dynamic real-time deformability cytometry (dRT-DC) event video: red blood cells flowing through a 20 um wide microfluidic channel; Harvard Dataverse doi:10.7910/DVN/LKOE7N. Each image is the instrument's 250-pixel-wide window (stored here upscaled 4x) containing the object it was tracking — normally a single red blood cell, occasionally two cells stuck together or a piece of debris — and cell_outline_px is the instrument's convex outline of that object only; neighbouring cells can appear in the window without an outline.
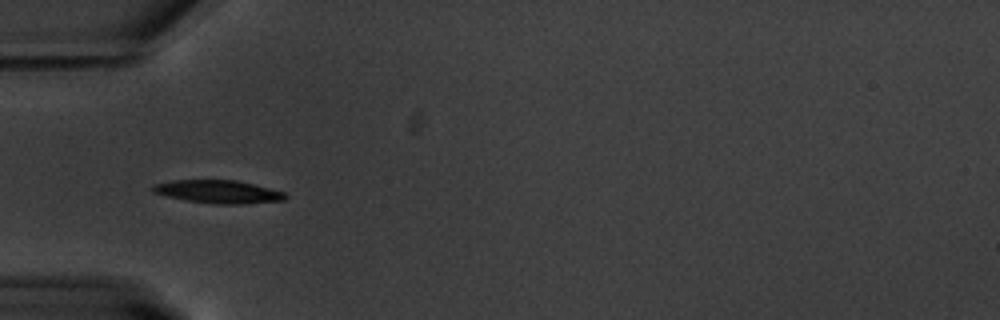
{"species": "common noctule bat (a hibernating species)", "species_latin": "Nyctalus noctula", "temperature_condition": "warm", "stored_images_in_passage": 4, "camera_frame_rate_fps": 3000, "um_per_image_px": 0.085, "animal": {"sex": "male", "body_mass_g": 20.1, "forearm_length_mm": 53.5}, "frame": {"image": 1, "passage_image": 1, "time_ms": 0.0, "image_size_px": [1000, 320], "cell_outline_px": [[288, 196], [284, 200], [240, 204], [212, 204], [188, 200], [168, 196], [152, 192], [152, 184], [172, 180], [236, 180], [284, 192]], "centroid_in_image_um": [18.53, 16.29], "position_along_channel_um": 66.5, "area_um2": 17.63}}